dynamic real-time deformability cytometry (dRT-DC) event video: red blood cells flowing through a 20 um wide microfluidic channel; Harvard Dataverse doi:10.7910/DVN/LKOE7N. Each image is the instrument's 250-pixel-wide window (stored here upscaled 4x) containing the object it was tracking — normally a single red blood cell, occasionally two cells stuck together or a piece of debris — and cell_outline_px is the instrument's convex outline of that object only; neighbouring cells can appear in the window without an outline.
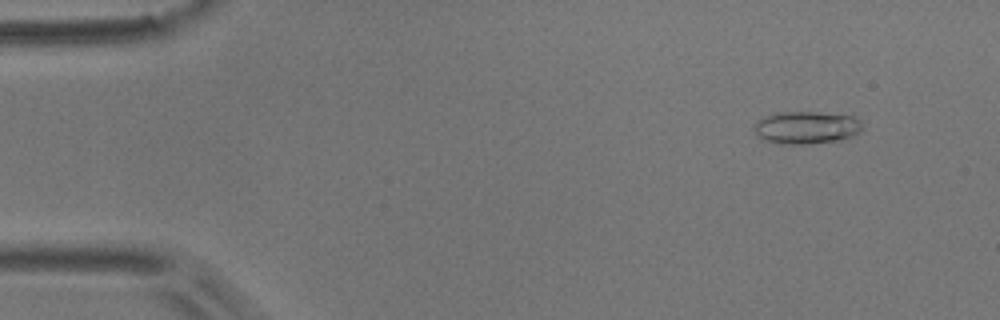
{"species": "common noctule bat (a hibernating species)", "species_latin": "Nyctalus noctula", "temperature_condition": "room temperature", "stored_images_in_passage": 54, "camera_frame_rate_fps": 3000, "um_per_image_px": 0.085, "animal": {"sex": "male", "body_mass_g": 17.9}, "frame": {"image": 1, "passage_image": 5, "time_ms": 1.333, "image_size_px": [1000, 320], "cell_outline_px": [[864, 128], [860, 132], [852, 136], [840, 140], [804, 144], [784, 144], [764, 140], [752, 128], [760, 120], [776, 112], [816, 112], [852, 116], [860, 120], [864, 124]], "centroid_in_image_um": [68.6, 10.84], "position_along_channel_um": 16.4, "area_um2": 20.4}}
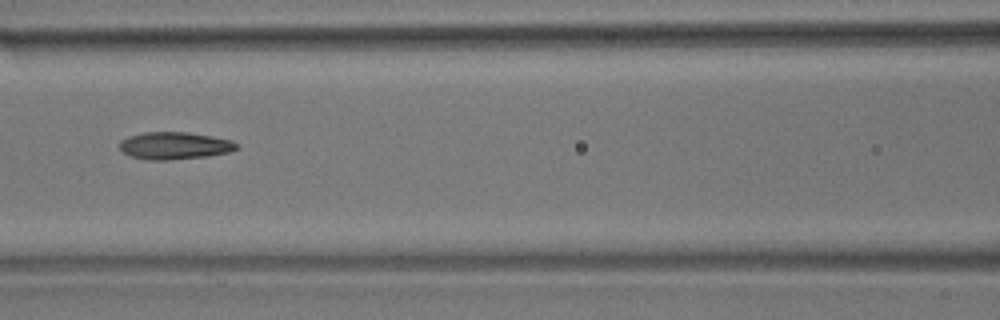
{"frame": {"image": 2, "passage_image": 24, "time_ms": 7.667, "image_size_px": [1000, 320], "cell_outline_px": [[240, 148], [228, 152], [208, 156], [168, 160], [148, 160], [132, 156], [124, 152], [120, 148], [120, 140], [128, 136], [144, 132], [188, 132], [212, 136], [232, 140], [240, 144]], "centroid_in_image_um": [14.88, 12.37], "position_along_channel_um": 151.7, "area_um2": 18.73}}
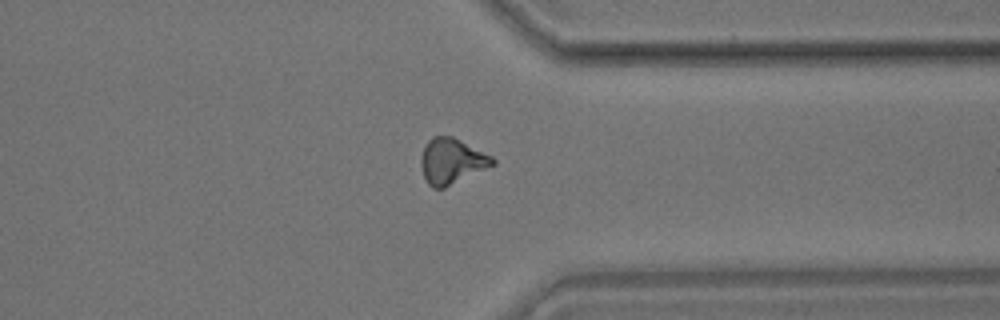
{"frame": {"image": 3, "passage_image": 42, "time_ms": 13.667, "image_size_px": [1000, 320], "cell_outline_px": [[496, 164], [444, 188], [432, 188], [428, 184], [424, 176], [420, 164], [420, 156], [428, 140], [432, 136], [452, 136], [492, 156], [496, 160]], "centroid_in_image_um": [38.38, 13.7], "position_along_channel_um": 373.0, "area_um2": 18.96}, "authors_computed_cell_mechanics": {"area_um2": 18.3515, "velocity_mm_per_s": 3.7308, "shape_relaxation_time_tau1_ms": 6.5227, "shape_relaxation_time_tau2_ms": 3.5381, "deformation_change_tau1": 0.1943, "deformation_change_tau2": 0.1188}}